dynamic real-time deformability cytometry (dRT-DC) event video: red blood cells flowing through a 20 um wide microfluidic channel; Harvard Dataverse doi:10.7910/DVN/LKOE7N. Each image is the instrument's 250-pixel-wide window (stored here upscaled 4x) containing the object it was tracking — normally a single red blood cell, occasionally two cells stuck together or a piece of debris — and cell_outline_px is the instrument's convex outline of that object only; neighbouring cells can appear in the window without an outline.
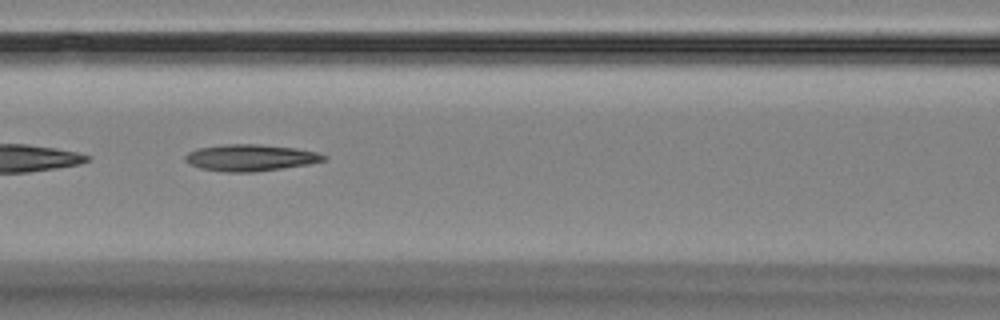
{"species": "Egyptian fruit bat (a non-hibernating species)", "species_latin": "Rousettus aegyptiacus", "temperature_condition": "room temperature", "stored_images_in_passage": 11, "camera_frame_rate_fps": 3000, "um_per_image_px": 0.085, "animal": {"sex": "female"}, "frame": {"image": 1, "passage_image": 7, "time_ms": 7.0, "image_size_px": [1000, 320], "cell_outline_px": [[328, 156], [324, 160], [308, 164], [256, 172], [224, 172], [200, 168], [188, 164], [184, 160], [184, 156], [188, 152], [196, 148], [224, 144], [260, 144], [296, 148], [316, 152]], "centroid_in_image_um": [21.23, 13.4], "position_along_channel_um": 145.4, "area_um2": 21.62}}
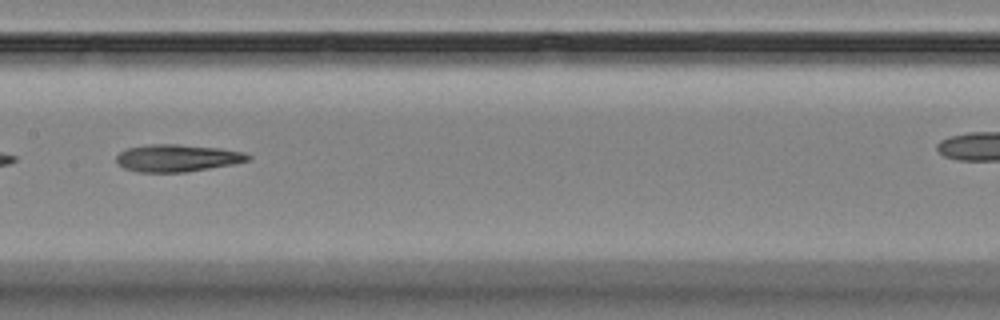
{"frame": {"image": 2, "passage_image": 8, "time_ms": 8.333, "image_size_px": [1000, 320], "cell_outline_px": [[252, 156], [248, 160], [232, 164], [184, 172], [136, 172], [124, 168], [116, 160], [116, 156], [120, 152], [128, 148], [152, 144], [176, 144], [220, 148], [244, 152]], "centroid_in_image_um": [15.06, 13.43], "position_along_channel_um": 192.3, "area_um2": 20.69}}
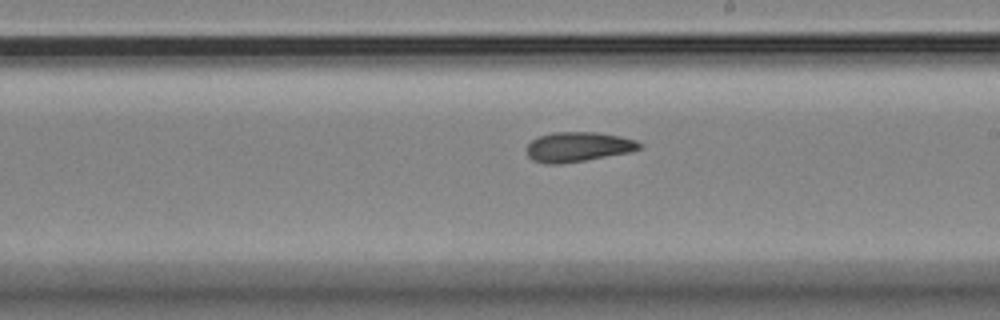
{"frame": {"image": 3, "passage_image": 11, "time_ms": 11.667, "image_size_px": [1000, 320], "cell_outline_px": [[640, 148], [628, 152], [584, 160], [560, 164], [548, 164], [532, 160], [528, 156], [528, 144], [532, 140], [540, 136], [552, 132], [596, 132], [620, 136], [636, 140], [640, 144]], "centroid_in_image_um": [49.11, 12.47], "position_along_channel_um": 239.9, "area_um2": 19.25}}